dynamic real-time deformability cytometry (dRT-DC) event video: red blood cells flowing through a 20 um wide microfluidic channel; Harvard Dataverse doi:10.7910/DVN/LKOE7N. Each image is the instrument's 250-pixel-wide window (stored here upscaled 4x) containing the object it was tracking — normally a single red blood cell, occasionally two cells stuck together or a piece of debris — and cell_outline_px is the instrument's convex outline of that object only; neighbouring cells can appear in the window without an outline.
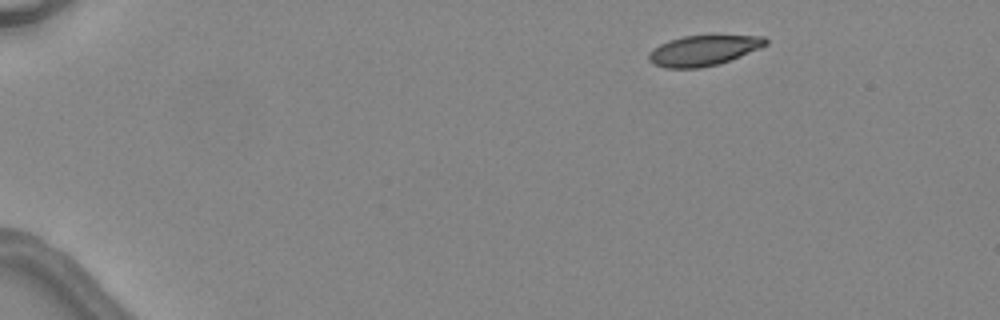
{"species": "common noctule bat (a hibernating species)", "species_latin": "Nyctalus noctula", "temperature_condition": "warm", "stored_images_in_passage": 5, "segment_of_instrument_passage": [2, 2], "camera_frame_rate_fps": 3000, "um_per_image_px": 0.085, "animal": {"sex": "female", "body_mass_g": 24.6, "forearm_length_mm": 56.2}, "frame": {"image": 1, "passage_image": 5, "time_ms": 6.0, "image_size_px": [1000, 320], "cell_outline_px": [[768, 44], [760, 48], [720, 64], [700, 68], [664, 68], [652, 64], [648, 60], [648, 52], [660, 44], [668, 40], [684, 36], [764, 36], [768, 40]], "centroid_in_image_um": [59.76, 4.3], "position_along_channel_um": 25.2, "area_um2": 20.69}}